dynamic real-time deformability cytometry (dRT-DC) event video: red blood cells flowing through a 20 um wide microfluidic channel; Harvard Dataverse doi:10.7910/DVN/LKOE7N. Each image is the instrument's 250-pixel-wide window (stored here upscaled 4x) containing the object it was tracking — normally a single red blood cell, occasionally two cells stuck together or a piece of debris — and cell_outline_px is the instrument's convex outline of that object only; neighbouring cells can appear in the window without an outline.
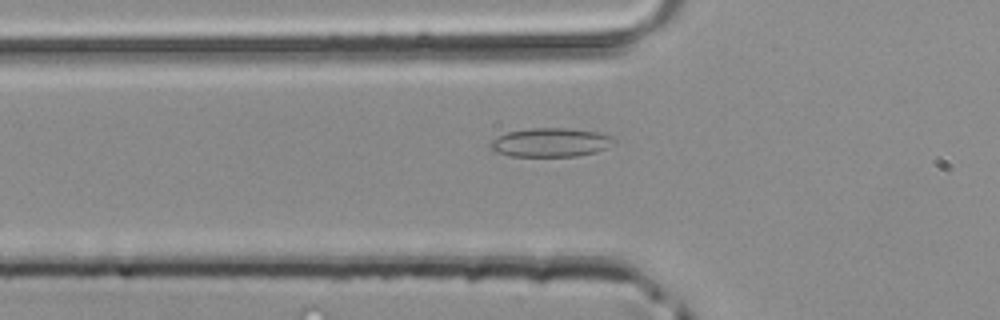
{"species": "common noctule bat (a hibernating species)", "species_latin": "Nyctalus noctula", "temperature_condition": "room temperature", "stored_images_in_passage": 28, "camera_frame_rate_fps": 3000, "um_per_image_px": 0.085, "animal": {"sex": "male", "body_mass_g": 20.4}, "frame": {"image": 1, "passage_image": 2, "time_ms": 0.333, "image_size_px": [1000, 320], "cell_outline_px": [[616, 140], [604, 148], [596, 152], [576, 156], [512, 156], [496, 152], [488, 148], [488, 144], [492, 140], [508, 132], [528, 128], [568, 128], [596, 132], [616, 136]], "centroid_in_image_um": [46.79, 12.1], "position_along_channel_um": 79.0, "area_um2": 20.75}}
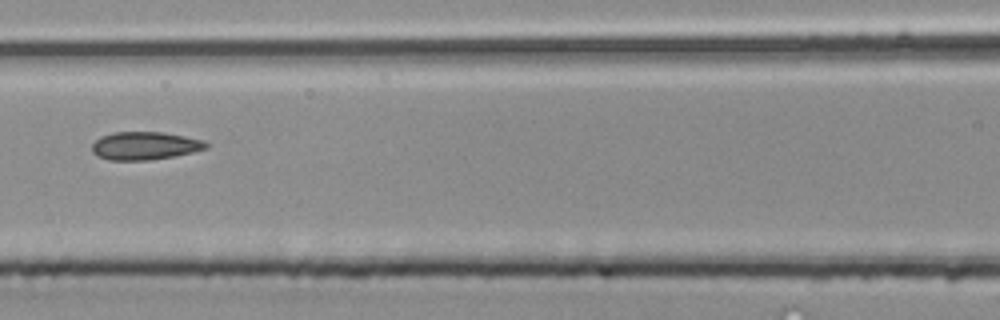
{"frame": {"image": 2, "passage_image": 7, "time_ms": 2.0, "image_size_px": [1000, 320], "cell_outline_px": [[208, 148], [192, 152], [172, 156], [148, 160], [108, 160], [96, 156], [92, 152], [92, 144], [100, 136], [112, 132], [164, 132], [204, 140], [208, 144]], "centroid_in_image_um": [12.28, 12.38], "position_along_channel_um": 154.3, "area_um2": 18.67}}
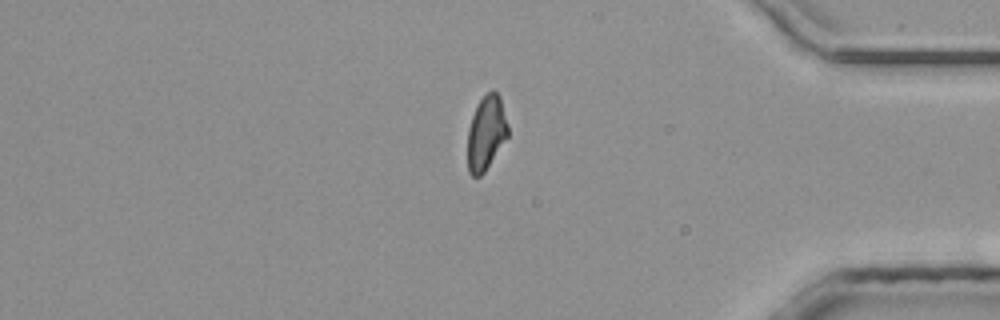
{"frame": {"image": 3, "passage_image": 25, "time_ms": 8.0, "image_size_px": [1000, 320], "cell_outline_px": [[508, 136], [484, 172], [480, 176], [472, 176], [468, 172], [468, 128], [476, 104], [492, 88], [500, 96], [508, 124]], "centroid_in_image_um": [41.32, 11.27], "position_along_channel_um": 393.9, "area_um2": 17.46}}